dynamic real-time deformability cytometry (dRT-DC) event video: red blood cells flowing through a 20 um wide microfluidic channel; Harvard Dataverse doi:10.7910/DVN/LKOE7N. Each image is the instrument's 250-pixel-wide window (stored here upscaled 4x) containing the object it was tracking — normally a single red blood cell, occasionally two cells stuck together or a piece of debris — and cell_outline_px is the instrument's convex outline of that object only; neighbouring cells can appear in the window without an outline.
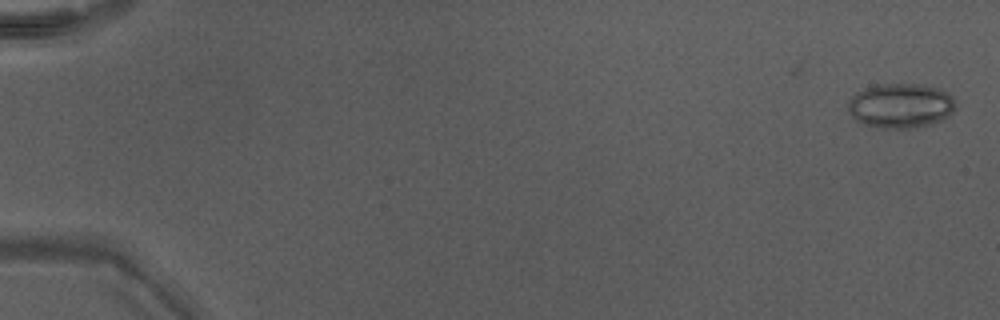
{"species": "Egyptian fruit bat (a non-hibernating species)", "species_latin": "Rousettus aegyptiacus", "temperature_condition": "warm", "stored_images_in_passage": 49, "camera_frame_rate_fps": 3000, "um_per_image_px": 0.085, "animal": {"sex": "male"}, "frame": {"image": 1, "passage_image": 2, "time_ms": 0.333, "image_size_px": [1000, 320], "cell_outline_px": [[956, 108], [948, 116], [940, 120], [928, 124], [912, 128], [884, 128], [864, 124], [856, 120], [848, 112], [848, 100], [856, 92], [864, 88], [876, 84], [920, 84], [936, 88], [952, 96]], "centroid_in_image_um": [76.51, 8.97], "position_along_channel_um": 8.5, "area_um2": 27.86}}
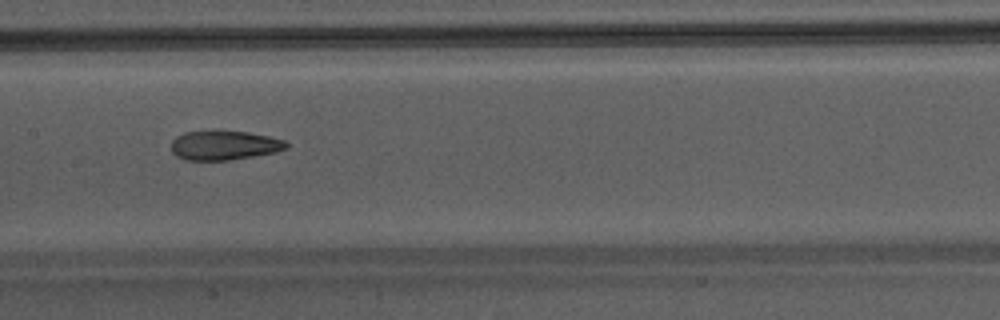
{"frame": {"image": 2, "passage_image": 27, "time_ms": 8.667, "image_size_px": [1000, 320], "cell_outline_px": [[288, 148], [276, 152], [256, 156], [228, 160], [188, 160], [176, 156], [172, 152], [172, 140], [176, 136], [184, 132], [248, 132], [268, 136], [284, 140], [288, 144]], "centroid_in_image_um": [19.08, 12.37], "position_along_channel_um": 188.3, "area_um2": 19.42}}
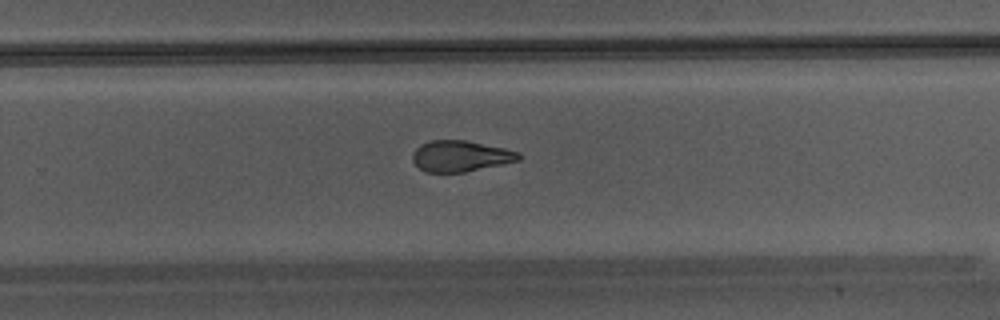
{"frame": {"image": 3, "passage_image": 34, "time_ms": 11.0, "image_size_px": [1000, 320], "cell_outline_px": [[520, 160], [464, 172], [424, 172], [412, 160], [412, 156], [416, 148], [420, 144], [432, 140], [464, 140], [504, 148], [520, 152]], "centroid_in_image_um": [39.13, 13.26], "position_along_channel_um": 290.7, "area_um2": 19.02}}